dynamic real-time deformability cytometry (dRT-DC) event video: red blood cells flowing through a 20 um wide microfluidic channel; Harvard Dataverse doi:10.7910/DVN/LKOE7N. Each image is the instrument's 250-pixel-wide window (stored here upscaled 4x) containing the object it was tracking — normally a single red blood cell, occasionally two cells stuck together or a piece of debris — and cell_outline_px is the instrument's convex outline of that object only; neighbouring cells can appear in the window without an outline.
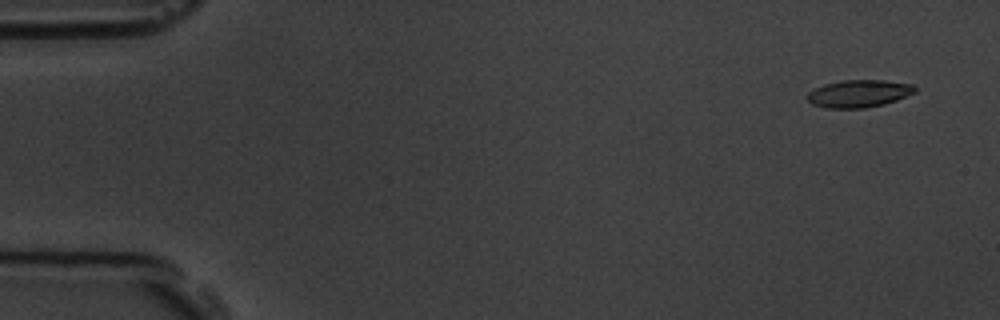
{"species": "common noctule bat (a hibernating species)", "species_latin": "Nyctalus noctula", "temperature_condition": "room temperature", "stored_images_in_passage": 8, "camera_frame_rate_fps": 3000, "um_per_image_px": 0.085, "animal": {"sex": "male", "body_mass_g": 19.5, "forearm_length_mm": 54.6}, "frame": {"image": 1, "passage_image": 1, "time_ms": 0.0, "image_size_px": [1000, 320], "cell_outline_px": [[916, 92], [896, 100], [884, 104], [864, 108], [824, 108], [812, 104], [804, 96], [808, 92], [824, 84], [840, 80], [884, 80], [912, 84], [916, 88]], "centroid_in_image_um": [72.97, 7.95], "position_along_channel_um": 12.0, "area_um2": 17.34}}
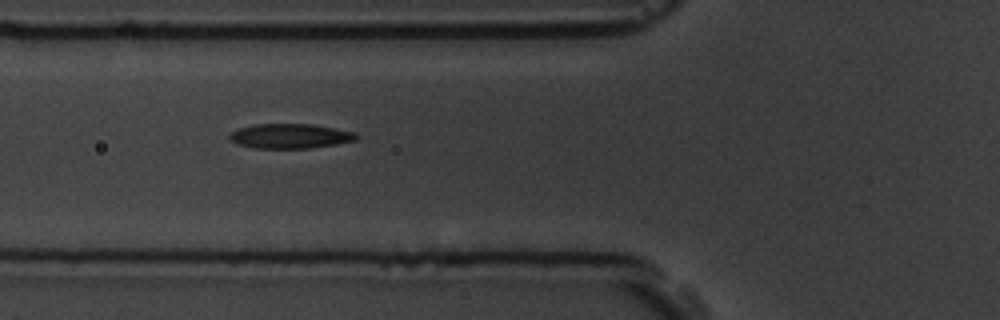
{"frame": {"image": 2, "passage_image": 6, "time_ms": 5.667, "image_size_px": [1000, 320], "cell_outline_px": [[356, 140], [336, 144], [308, 148], [256, 148], [236, 144], [228, 140], [228, 136], [232, 132], [240, 128], [256, 124], [312, 124], [336, 128], [356, 132]], "centroid_in_image_um": [24.64, 11.56], "position_along_channel_um": 101.2, "area_um2": 18.21}}
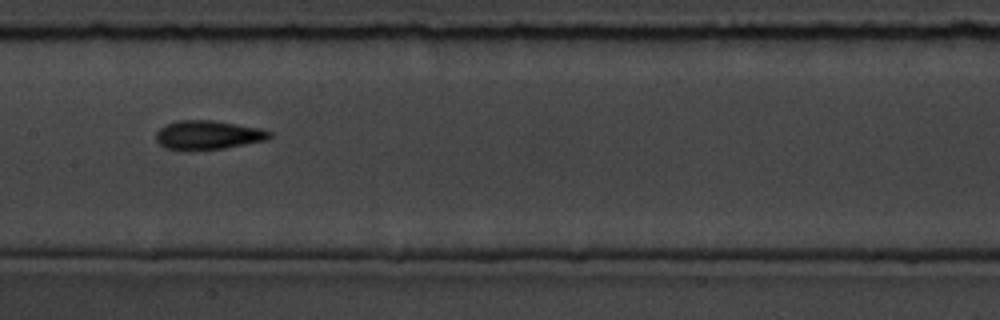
{"frame": {"image": 3, "passage_image": 8, "time_ms": 8.0, "image_size_px": [1000, 320], "cell_outline_px": [[272, 136], [268, 140], [224, 148], [164, 148], [156, 140], [156, 132], [164, 124], [176, 120], [212, 120], [264, 128], [272, 132]], "centroid_in_image_um": [17.74, 11.43], "position_along_channel_um": 189.7, "area_um2": 18.96}}